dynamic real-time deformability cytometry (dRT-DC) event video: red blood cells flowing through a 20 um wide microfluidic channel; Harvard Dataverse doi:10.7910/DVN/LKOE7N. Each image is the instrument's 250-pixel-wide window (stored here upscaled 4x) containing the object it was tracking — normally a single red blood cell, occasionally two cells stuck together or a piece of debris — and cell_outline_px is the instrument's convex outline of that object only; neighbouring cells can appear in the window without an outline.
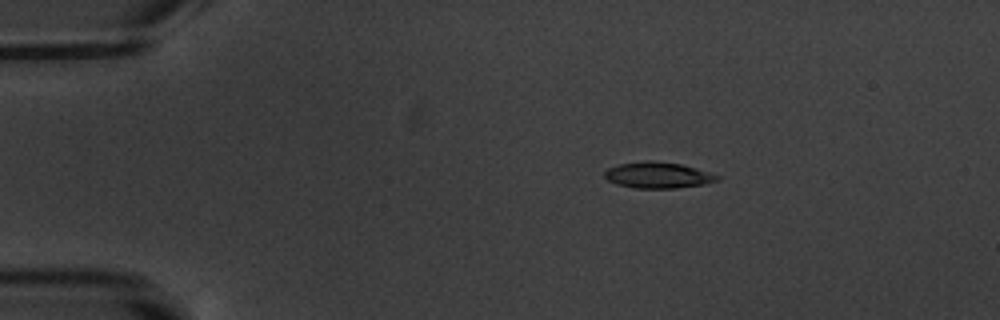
{"species": "common noctule bat (a hibernating species)", "species_latin": "Nyctalus noctula", "temperature_condition": "warm", "stored_images_in_passage": 4, "camera_frame_rate_fps": 3000, "um_per_image_px": 0.085, "animal": {"sex": "male", "body_mass_g": 20.1, "forearm_length_mm": 53.5}, "frame": {"image": 1, "passage_image": 2, "time_ms": 2.0, "image_size_px": [1000, 320], "cell_outline_px": [[720, 180], [704, 184], [676, 188], [632, 188], [616, 184], [608, 180], [604, 176], [604, 172], [608, 168], [620, 164], [648, 160], [652, 160], [680, 164], [696, 168], [720, 176]], "centroid_in_image_um": [55.92, 14.89], "position_along_channel_um": 29.1, "area_um2": 17.11}}